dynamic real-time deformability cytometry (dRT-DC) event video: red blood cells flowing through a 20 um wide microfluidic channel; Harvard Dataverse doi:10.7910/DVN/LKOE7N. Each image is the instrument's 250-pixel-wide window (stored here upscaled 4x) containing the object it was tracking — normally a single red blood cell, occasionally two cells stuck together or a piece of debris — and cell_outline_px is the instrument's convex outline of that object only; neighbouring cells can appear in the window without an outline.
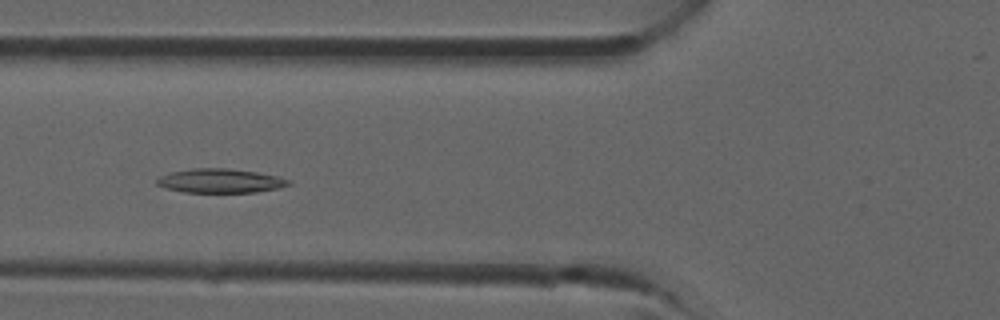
{"species": "common noctule bat (a hibernating species)", "species_latin": "Nyctalus noctula", "temperature_condition": "room temperature", "stored_images_in_passage": 15, "camera_frame_rate_fps": 3000, "um_per_image_px": 0.085, "animal": {"sex": "male", "forearm_length_mm": 52.5}, "frame": {"image": 1, "passage_image": 9, "time_ms": 2.667, "image_size_px": [1000, 320], "cell_outline_px": [[292, 184], [276, 188], [256, 192], [184, 192], [164, 188], [156, 184], [156, 180], [160, 176], [172, 172], [192, 168], [228, 168], [256, 172], [276, 176], [292, 180]], "centroid_in_image_um": [18.71, 15.37], "position_along_channel_um": 107.1, "area_um2": 18.44}}
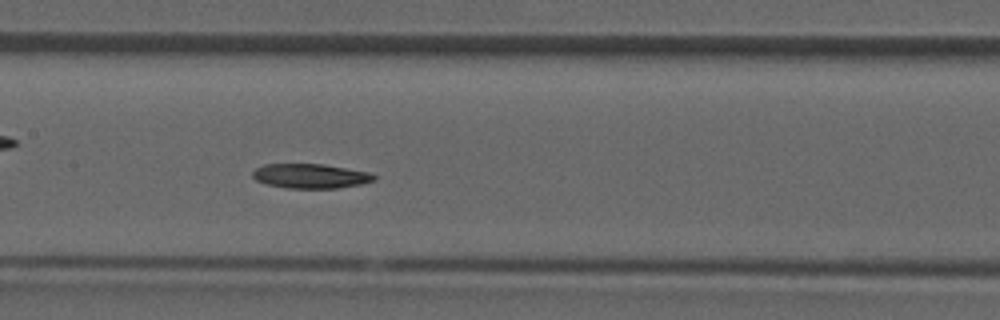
{"frame": {"image": 2, "passage_image": 13, "time_ms": 4.0, "image_size_px": [1000, 320], "cell_outline_px": [[376, 180], [360, 184], [336, 188], [284, 188], [268, 184], [256, 180], [252, 176], [252, 172], [256, 168], [264, 164], [324, 164], [368, 172], [376, 176]], "centroid_in_image_um": [26.38, 14.96], "position_along_channel_um": 181.0, "area_um2": 17.28}}
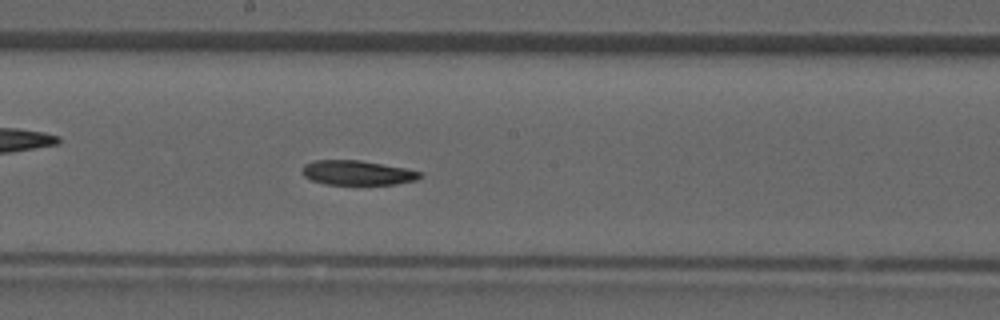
{"frame": {"image": 3, "passage_image": 15, "time_ms": 4.667, "image_size_px": [1000, 320], "cell_outline_px": [[424, 176], [416, 180], [396, 184], [324, 184], [312, 180], [304, 176], [300, 172], [300, 168], [304, 164], [316, 160], [360, 160], [404, 168], [420, 172]], "centroid_in_image_um": [30.33, 14.68], "position_along_channel_um": 217.9, "area_um2": 16.88}}